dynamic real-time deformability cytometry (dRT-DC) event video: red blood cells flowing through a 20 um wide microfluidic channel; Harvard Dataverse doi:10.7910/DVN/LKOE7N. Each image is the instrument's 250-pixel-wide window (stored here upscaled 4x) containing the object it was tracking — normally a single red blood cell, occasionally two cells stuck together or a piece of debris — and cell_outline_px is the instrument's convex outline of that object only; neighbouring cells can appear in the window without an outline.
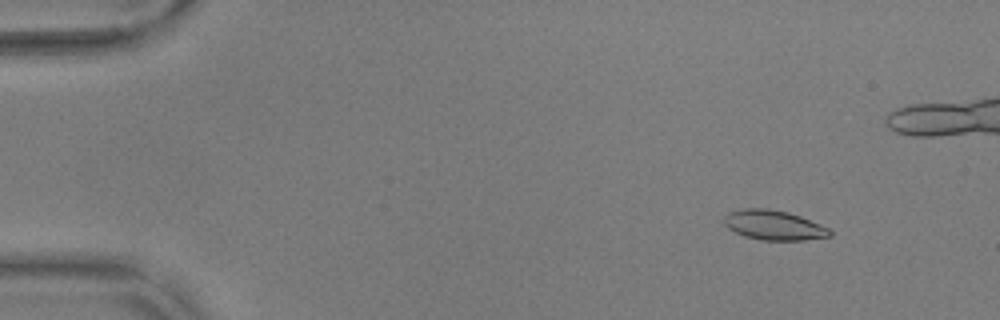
{"species": "common noctule bat (a hibernating species)", "species_latin": "Nyctalus noctula", "temperature_condition": "warm", "stored_images_in_passage": 57, "camera_frame_rate_fps": 3000, "um_per_image_px": 0.085, "animal": {"sex": "male", "body_mass_g": 17.9, "forearm_length_mm": 54.2}, "frame": {"image": 1, "passage_image": 7, "time_ms": 2.0, "image_size_px": [1000, 320], "cell_outline_px": [[832, 236], [804, 240], [760, 240], [744, 236], [728, 228], [724, 224], [724, 216], [728, 212], [744, 208], [768, 208], [788, 212], [800, 216], [820, 224], [828, 228], [832, 232]], "centroid_in_image_um": [65.76, 19.13], "position_along_channel_um": 19.2, "area_um2": 18.38}}
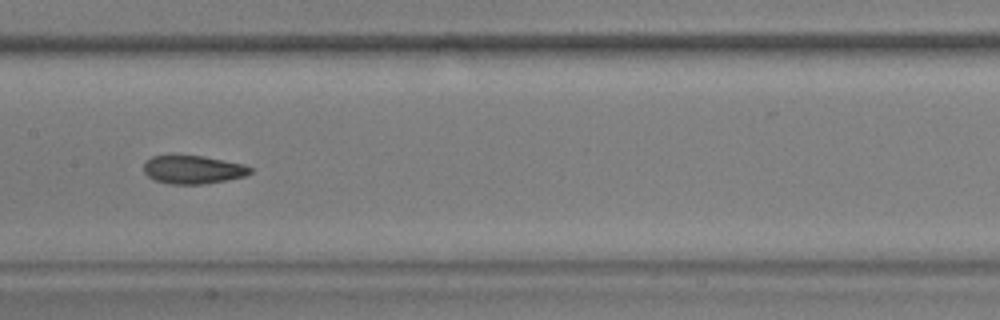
{"frame": {"image": 2, "passage_image": 29, "time_ms": 9.333, "image_size_px": [1000, 320], "cell_outline_px": [[252, 172], [244, 176], [204, 184], [172, 184], [156, 180], [148, 176], [144, 172], [144, 164], [152, 156], [204, 156], [244, 164], [252, 168]], "centroid_in_image_um": [16.43, 14.42], "position_along_channel_um": 191.0, "area_um2": 17.28}}
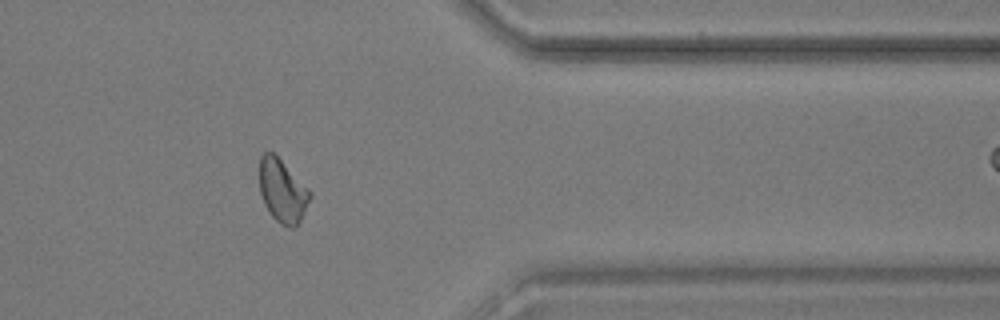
{"frame": {"image": 3, "passage_image": 46, "time_ms": 15.0, "image_size_px": [1000, 320], "cell_outline_px": [[312, 196], [296, 228], [292, 228], [280, 224], [268, 212], [264, 204], [260, 192], [260, 156], [264, 152], [272, 152], [312, 192]], "centroid_in_image_um": [24.01, 16.26], "position_along_channel_um": 387.4, "area_um2": 18.38}, "authors_computed_cell_mechanics": {"area_um2": 17.8602, "velocity_mm_per_s": 3.7029, "shape_relaxation_time_tau1_ms": 6.3459, "shape_relaxation_time_tau2_ms": 2.1746, "deformation_change_tau1": 0.1655, "deformation_change_tau2": 0.0814}}